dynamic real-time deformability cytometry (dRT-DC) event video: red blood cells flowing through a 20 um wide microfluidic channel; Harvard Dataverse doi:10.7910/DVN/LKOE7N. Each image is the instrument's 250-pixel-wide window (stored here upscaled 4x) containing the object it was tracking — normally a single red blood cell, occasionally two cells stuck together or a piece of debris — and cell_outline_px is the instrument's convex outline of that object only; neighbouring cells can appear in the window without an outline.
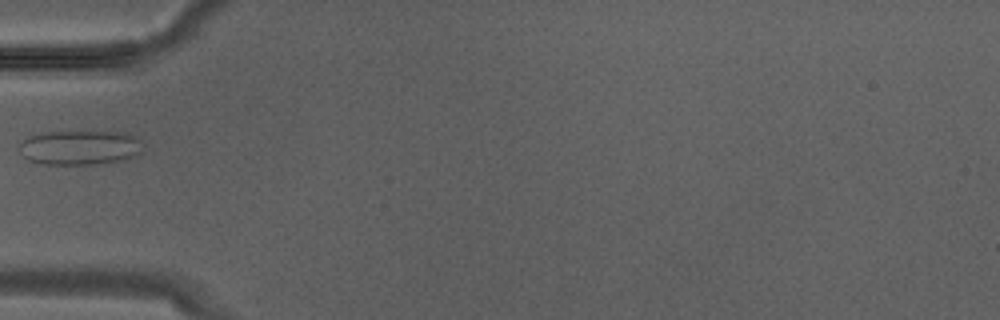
{"species": "Egyptian fruit bat (a non-hibernating species)", "species_latin": "Rousettus aegyptiacus", "temperature_condition": "warm", "stored_images_in_passage": 11, "camera_frame_rate_fps": 3000, "um_per_image_px": 0.085, "animal": {"sex": "male"}, "frame": {"image": 1, "passage_image": 5, "time_ms": 1.333, "image_size_px": [1000, 320], "cell_outline_px": [[144, 152], [124, 160], [92, 164], [44, 164], [28, 160], [16, 148], [28, 136], [40, 132], [124, 132], [136, 136]], "centroid_in_image_um": [6.77, 12.54], "position_along_channel_um": 78.2, "area_um2": 24.97}}
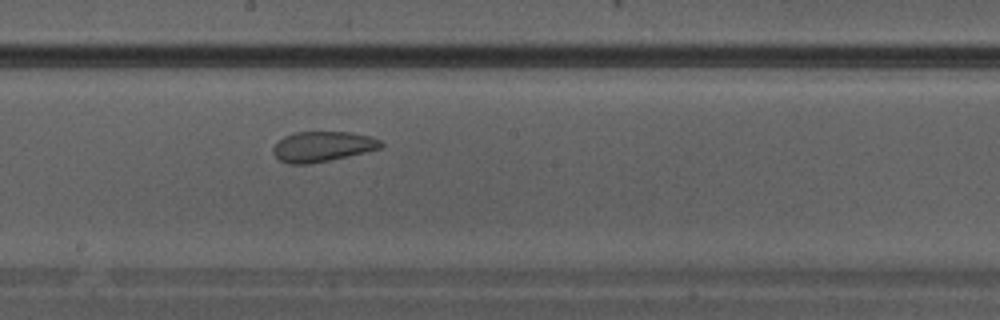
{"frame": {"image": 2, "passage_image": 11, "time_ms": 3.333, "image_size_px": [1000, 320], "cell_outline_px": [[384, 144], [380, 148], [364, 152], [328, 160], [308, 164], [288, 164], [280, 160], [272, 152], [272, 148], [284, 136], [296, 132], [352, 132], [372, 136], [380, 140]], "centroid_in_image_um": [27.41, 12.44], "position_along_channel_um": 220.8, "area_um2": 18.84}}